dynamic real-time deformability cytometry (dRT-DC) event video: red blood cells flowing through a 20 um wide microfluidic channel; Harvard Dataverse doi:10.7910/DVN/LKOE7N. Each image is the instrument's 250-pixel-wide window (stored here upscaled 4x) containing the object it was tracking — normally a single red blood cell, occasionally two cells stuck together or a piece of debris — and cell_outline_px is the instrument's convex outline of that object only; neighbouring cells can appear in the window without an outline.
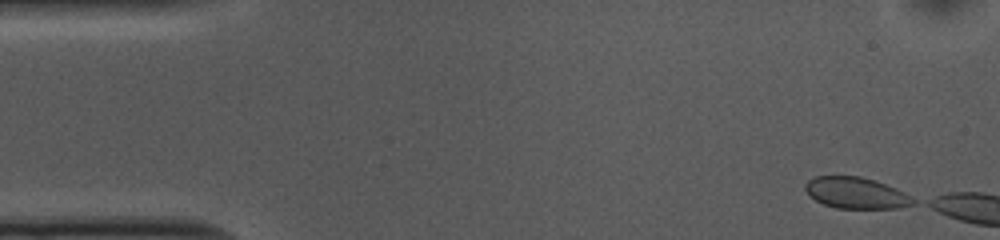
{"species": "common noctule bat (a hibernating species)", "species_latin": "Nyctalus noctula", "temperature_condition": "cold", "stored_images_in_passage": 9, "camera_frame_rate_fps": 3000, "um_per_image_px": 0.085, "animal": {"sex": "female", "body_mass_g": 10.0, "forearm_length_mm": 53.1}, "frame": {"image": 1, "passage_image": 1, "time_ms": 0.0, "image_size_px": [1000, 240], "cell_outline_px": [[916, 204], [900, 208], [836, 208], [824, 204], [808, 196], [804, 188], [804, 184], [808, 180], [816, 176], [860, 176], [896, 188], [904, 192], [916, 200]], "centroid_in_image_um": [72.75, 16.41], "position_along_channel_um": 12.3, "area_um2": 19.71}}